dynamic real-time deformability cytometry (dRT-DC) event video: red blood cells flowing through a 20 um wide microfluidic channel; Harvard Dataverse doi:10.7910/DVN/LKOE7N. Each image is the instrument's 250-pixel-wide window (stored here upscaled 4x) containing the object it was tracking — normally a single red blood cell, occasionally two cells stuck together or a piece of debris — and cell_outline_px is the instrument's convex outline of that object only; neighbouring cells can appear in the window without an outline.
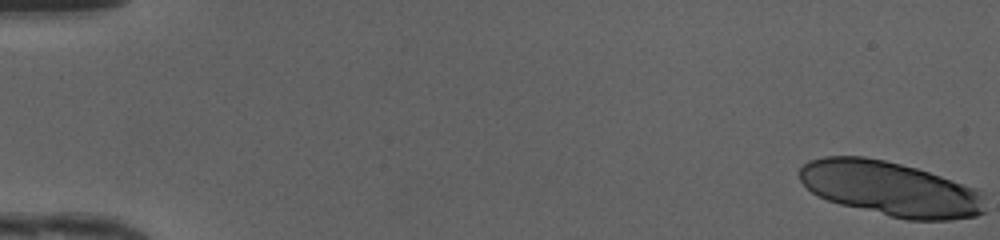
{"species": "human", "species_latin": "Homo sapiens", "temperature_condition": "cold", "stored_images_in_passage": 17, "camera_frame_rate_fps": 3000, "um_per_image_px": 0.085, "donor": {"sex": "female"}, "frame": {"image": 1, "passage_image": 1, "time_ms": 0.0, "image_size_px": [1000, 240], "cell_outline_px": [[984, 212], [976, 216], [952, 220], [908, 220], [840, 204], [828, 200], [812, 192], [800, 180], [800, 168], [808, 160], [824, 156], [864, 156], [884, 160], [916, 168], [976, 188], [980, 192]], "centroid_in_image_um": [75.65, 16.04], "position_along_channel_um": 9.3, "area_um2": 58.49}}